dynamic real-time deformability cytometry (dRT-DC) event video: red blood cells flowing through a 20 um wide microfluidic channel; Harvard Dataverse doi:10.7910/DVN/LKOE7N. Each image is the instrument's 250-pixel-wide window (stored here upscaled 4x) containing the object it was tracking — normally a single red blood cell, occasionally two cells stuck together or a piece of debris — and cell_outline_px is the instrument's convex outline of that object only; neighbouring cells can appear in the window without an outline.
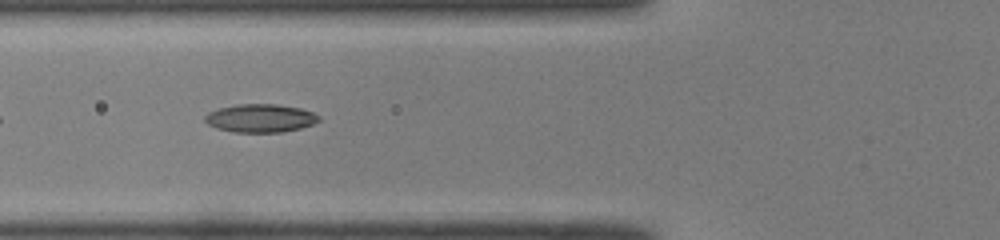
{"species": "common noctule bat (a hibernating species)", "species_latin": "Nyctalus noctula", "temperature_condition": "room temperature", "stored_images_in_passage": 13, "camera_frame_rate_fps": 3000, "um_per_image_px": 0.085, "animal": {"sex": "male", "body_mass_g": 19.0, "forearm_length_mm": 50.8}, "frame": {"image": 1, "passage_image": 6, "time_ms": 1.667, "image_size_px": [1000, 240], "cell_outline_px": [[320, 120], [312, 124], [300, 128], [280, 132], [232, 132], [216, 128], [208, 124], [204, 120], [204, 116], [208, 112], [220, 108], [236, 104], [276, 104], [300, 108], [312, 112], [320, 116]], "centroid_in_image_um": [22.11, 10.04], "position_along_channel_um": 103.7, "area_um2": 18.73}}
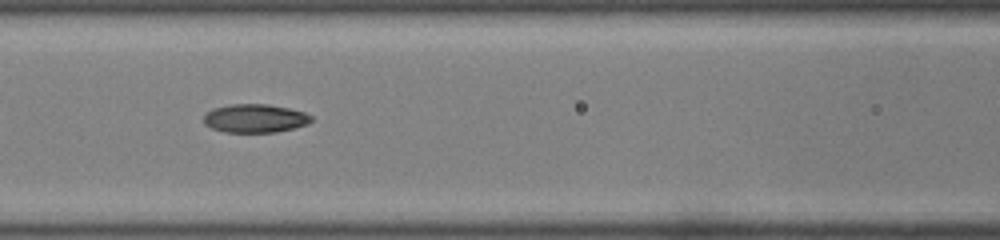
{"frame": {"image": 2, "passage_image": 9, "time_ms": 2.667, "image_size_px": [1000, 240], "cell_outline_px": [[312, 120], [308, 124], [276, 132], [224, 132], [212, 128], [204, 124], [204, 116], [212, 108], [232, 104], [268, 104], [288, 108], [304, 112], [312, 116]], "centroid_in_image_um": [21.67, 10.06], "position_along_channel_um": 144.9, "area_um2": 17.8}}